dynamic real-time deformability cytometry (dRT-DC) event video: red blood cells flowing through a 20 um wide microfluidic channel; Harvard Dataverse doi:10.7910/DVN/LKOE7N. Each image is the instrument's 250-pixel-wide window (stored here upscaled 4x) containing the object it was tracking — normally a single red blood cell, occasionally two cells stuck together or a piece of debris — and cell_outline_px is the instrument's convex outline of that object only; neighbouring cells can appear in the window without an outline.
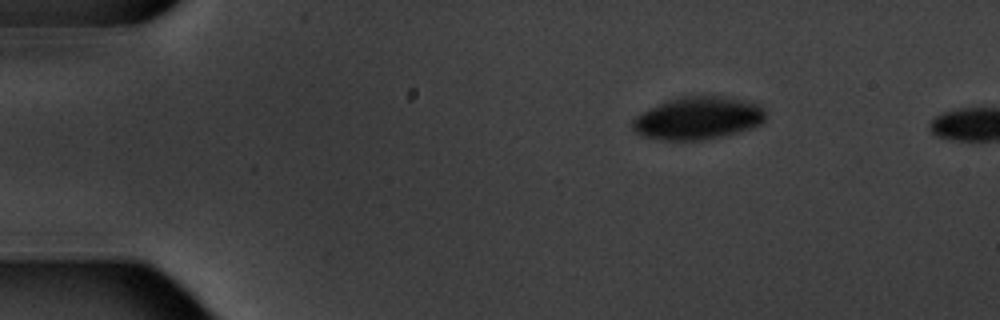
{"species": "common noctule bat (a hibernating species)", "species_latin": "Nyctalus noctula", "temperature_condition": "warm", "stored_images_in_passage": 6, "segment_of_instrument_passage": [2, 2], "camera_frame_rate_fps": 3000, "um_per_image_px": 0.085, "animal": {"sex": "male", "body_mass_g": 20.1, "forearm_length_mm": 53.5}, "frame": {"image": 1, "passage_image": 6, "time_ms": 6.667, "image_size_px": [1000, 320], "cell_outline_px": [[764, 120], [760, 124], [736, 132], [720, 136], [700, 140], [664, 140], [644, 136], [636, 132], [632, 128], [632, 120], [636, 116], [668, 100], [684, 96], [732, 96], [760, 104], [764, 108]], "centroid_in_image_um": [59.35, 10.03], "position_along_channel_um": 25.6, "area_um2": 32.71}}